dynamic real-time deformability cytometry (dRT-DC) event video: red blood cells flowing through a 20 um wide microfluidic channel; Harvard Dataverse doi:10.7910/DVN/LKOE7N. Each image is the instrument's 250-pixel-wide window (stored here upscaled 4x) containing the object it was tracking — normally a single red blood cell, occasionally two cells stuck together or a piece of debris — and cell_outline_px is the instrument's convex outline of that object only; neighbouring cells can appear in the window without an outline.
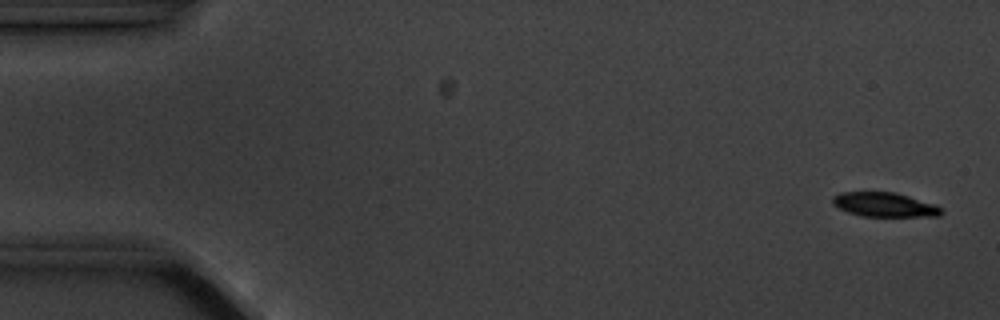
{"species": "common noctule bat (a hibernating species)", "species_latin": "Nyctalus noctula", "temperature_condition": "cold", "stored_images_in_passage": 5, "camera_frame_rate_fps": 3000, "um_per_image_px": 0.085, "animal": {"sex": "male", "body_mass_g": 20.1, "forearm_length_mm": 53.5}, "frame": {"image": 1, "passage_image": 1, "time_ms": 0.0, "image_size_px": [1000, 320], "cell_outline_px": [[944, 212], [940, 216], [860, 216], [848, 212], [832, 204], [832, 196], [840, 192], [892, 192], [908, 196], [936, 204]], "centroid_in_image_um": [75.17, 17.4], "position_along_channel_um": 9.8, "area_um2": 15.37}}